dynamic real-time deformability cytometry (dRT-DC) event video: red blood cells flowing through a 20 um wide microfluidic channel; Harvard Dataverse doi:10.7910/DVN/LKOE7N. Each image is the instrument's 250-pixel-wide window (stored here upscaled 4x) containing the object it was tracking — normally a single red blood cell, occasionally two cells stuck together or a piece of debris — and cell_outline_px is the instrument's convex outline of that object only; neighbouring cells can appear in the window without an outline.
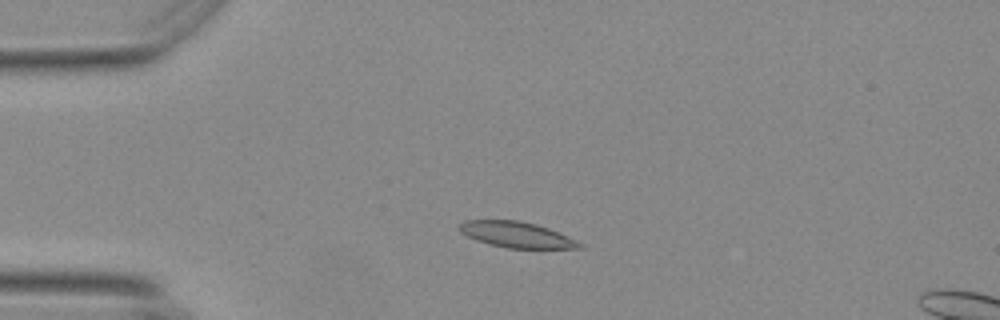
{"species": "Egyptian fruit bat (a non-hibernating species)", "species_latin": "Rousettus aegyptiacus", "temperature_condition": "warm", "stored_images_in_passage": 46, "camera_frame_rate_fps": 3000, "um_per_image_px": 0.085, "animal": {"sex": "female"}, "frame": {"image": 1, "passage_image": 9, "time_ms": 2.667, "image_size_px": [1000, 320], "cell_outline_px": [[584, 248], [504, 248], [488, 244], [476, 240], [460, 232], [460, 224], [464, 220], [516, 220], [536, 224], [548, 228], [576, 240], [584, 244]], "centroid_in_image_um": [43.91, 19.95], "position_along_channel_um": 41.1, "area_um2": 17.98}}
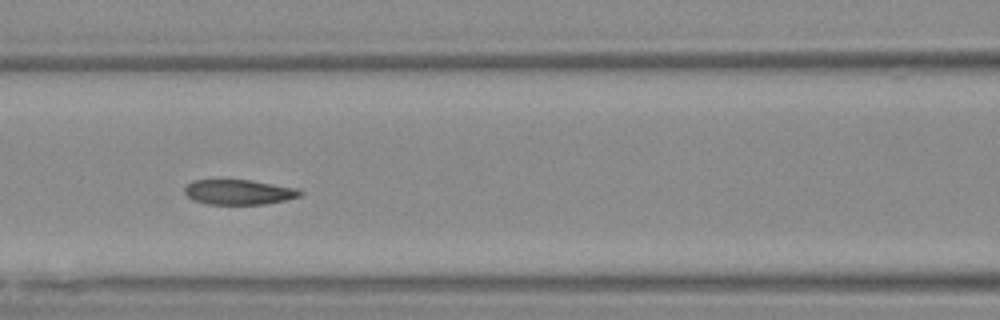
{"frame": {"image": 2, "passage_image": 20, "time_ms": 6.333, "image_size_px": [1000, 320], "cell_outline_px": [[304, 192], [300, 196], [288, 200], [264, 204], [208, 204], [192, 200], [184, 192], [184, 188], [192, 180], [248, 180], [296, 188]], "centroid_in_image_um": [20.29, 16.33], "position_along_channel_um": 146.3, "area_um2": 16.76}}
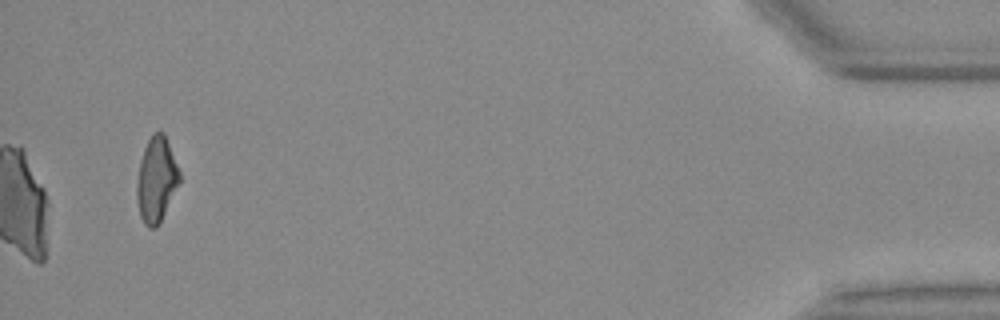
{"frame": {"image": 3, "passage_image": 46, "time_ms": 15.0, "image_size_px": [1000, 320], "cell_outline_px": [[180, 180], [156, 228], [148, 228], [144, 224], [140, 216], [136, 196], [136, 184], [140, 160], [144, 148], [152, 132], [164, 132], [180, 172]], "centroid_in_image_um": [13.27, 15.24], "position_along_channel_um": 421.9, "area_um2": 20.87}, "authors_computed_cell_mechanics": {"area_um2": 18.3226, "velocity_mm_per_s": 3.6734, "shape_relaxation_time_tau1_ms": null, "shape_relaxation_time_tau2_ms": 2.3574, "deformation_change_tau1": null, "deformation_change_tau2": 0.0761}}